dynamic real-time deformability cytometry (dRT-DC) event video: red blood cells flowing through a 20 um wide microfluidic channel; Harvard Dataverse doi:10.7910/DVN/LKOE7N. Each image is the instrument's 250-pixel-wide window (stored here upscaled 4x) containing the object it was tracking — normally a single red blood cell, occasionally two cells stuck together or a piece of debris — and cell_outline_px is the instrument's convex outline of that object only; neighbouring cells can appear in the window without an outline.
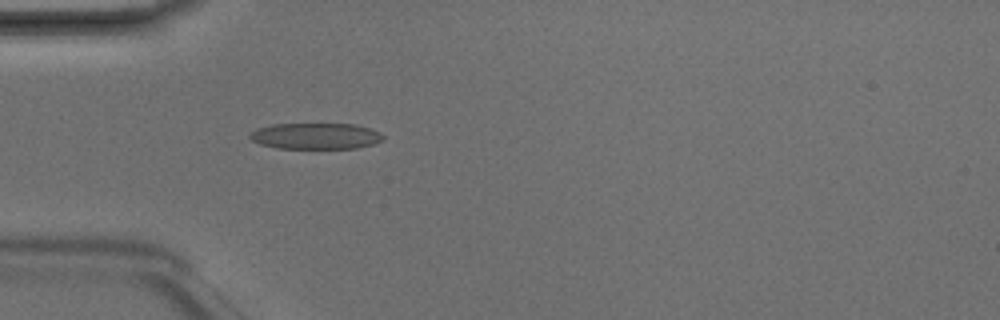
{"species": "Egyptian fruit bat (a non-hibernating species)", "species_latin": "Rousettus aegyptiacus", "temperature_condition": "room temperature", "stored_images_in_passage": 5, "camera_frame_rate_fps": 3000, "um_per_image_px": 0.085, "animal": {"sex": "male"}, "frame": {"image": 1, "passage_image": 5, "time_ms": 1.333, "image_size_px": [1000, 320], "cell_outline_px": [[384, 140], [372, 144], [356, 148], [276, 148], [260, 144], [252, 140], [248, 136], [256, 128], [272, 124], [352, 124], [368, 128], [380, 132], [384, 136]], "centroid_in_image_um": [26.82, 11.56], "position_along_channel_um": 58.2, "area_um2": 20.23}}